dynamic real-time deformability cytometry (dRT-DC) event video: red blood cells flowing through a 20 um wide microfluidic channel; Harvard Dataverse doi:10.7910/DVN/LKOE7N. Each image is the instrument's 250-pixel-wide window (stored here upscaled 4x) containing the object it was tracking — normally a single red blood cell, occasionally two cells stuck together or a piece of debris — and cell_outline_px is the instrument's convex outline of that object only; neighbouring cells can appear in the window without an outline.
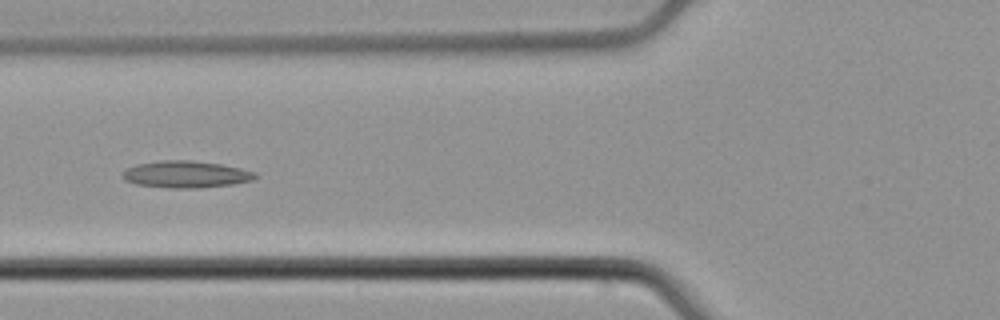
{"species": "common noctule bat (a hibernating species)", "species_latin": "Nyctalus noctula", "temperature_condition": "cold", "stored_images_in_passage": 6, "camera_frame_rate_fps": 3000, "um_per_image_px": 0.085, "animal": {"sex": "male", "body_mass_g": 21.5, "forearm_length_mm": 52.0}, "frame": {"image": 1, "passage_image": 6, "time_ms": 1.667, "image_size_px": [1000, 320], "cell_outline_px": [[260, 176], [252, 180], [232, 184], [200, 188], [172, 188], [136, 184], [124, 180], [120, 176], [128, 168], [136, 164], [160, 160], [188, 160], [220, 164], [240, 168], [256, 172]], "centroid_in_image_um": [15.81, 14.82], "position_along_channel_um": 110.0, "area_um2": 20.81}}